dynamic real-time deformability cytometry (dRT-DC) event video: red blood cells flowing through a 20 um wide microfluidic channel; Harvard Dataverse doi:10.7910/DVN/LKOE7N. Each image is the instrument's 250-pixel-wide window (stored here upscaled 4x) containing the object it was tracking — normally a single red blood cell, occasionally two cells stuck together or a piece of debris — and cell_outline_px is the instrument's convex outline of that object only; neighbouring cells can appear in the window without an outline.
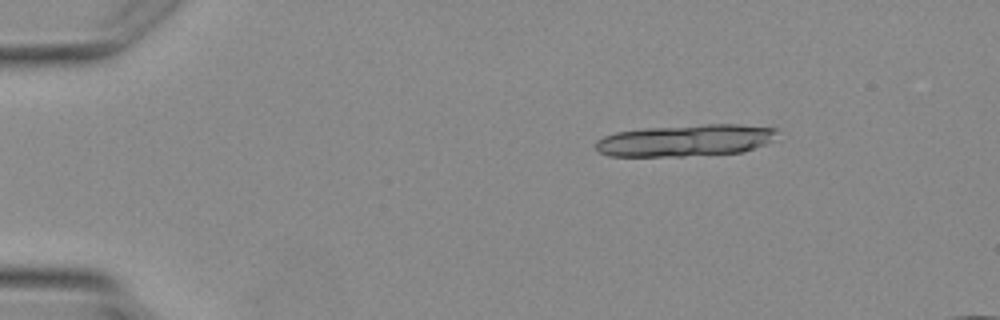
{"species": "Egyptian fruit bat (a non-hibernating species)", "species_latin": "Rousettus aegyptiacus", "temperature_condition": "warm", "stored_images_in_passage": 3, "camera_frame_rate_fps": 3000, "um_per_image_px": 0.085, "animal": {"sex": "female"}, "frame": {"image": 1, "passage_image": 1, "time_ms": 0.0, "image_size_px": [1000, 320], "cell_outline_px": [[780, 128], [772, 140], [764, 144], [744, 152], [684, 156], [608, 156], [600, 152], [596, 148], [596, 140], [604, 136], [616, 132], [644, 128], [704, 124], [740, 124]], "centroid_in_image_um": [58.29, 11.93], "position_along_channel_um": 26.7, "area_um2": 33.81}}